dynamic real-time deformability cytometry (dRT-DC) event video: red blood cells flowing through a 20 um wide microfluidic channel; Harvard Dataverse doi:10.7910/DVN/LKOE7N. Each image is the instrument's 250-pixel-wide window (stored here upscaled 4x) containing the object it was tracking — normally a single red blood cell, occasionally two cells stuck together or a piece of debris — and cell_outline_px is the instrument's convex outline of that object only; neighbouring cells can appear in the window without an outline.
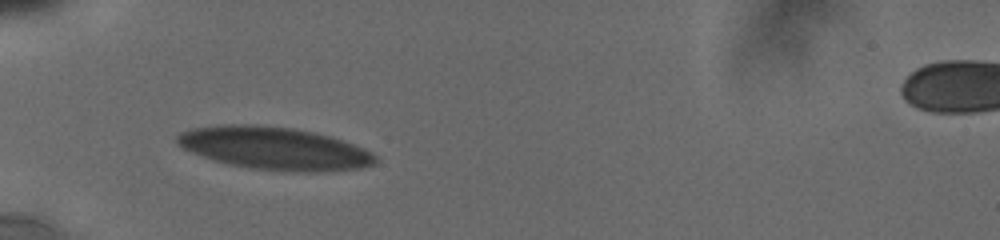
{"species": "human", "species_latin": "Homo sapiens", "temperature_condition": "cold", "stored_images_in_passage": 8, "camera_frame_rate_fps": 3000, "um_per_image_px": 0.085, "donor": {"sex": "male"}, "frame": {"image": 1, "passage_image": 4, "time_ms": 2.667, "image_size_px": [1000, 240], "cell_outline_px": [[380, 160], [376, 164], [360, 168], [324, 172], [284, 172], [252, 168], [228, 164], [212, 160], [192, 152], [176, 144], [176, 136], [180, 132], [192, 128], [220, 124], [252, 124], [292, 128], [332, 136], [364, 148], [372, 152]], "centroid_in_image_um": [23.34, 12.62], "position_along_channel_um": 61.7, "area_um2": 49.88}}
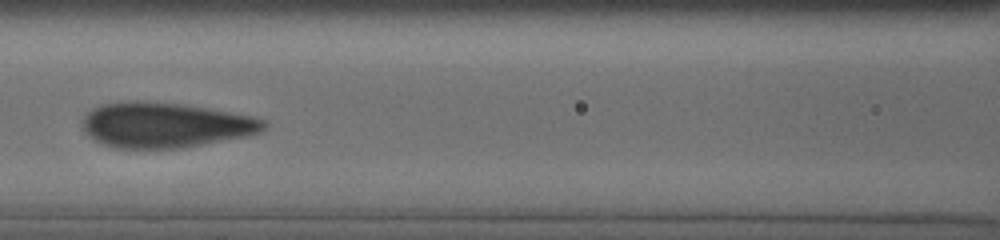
{"frame": {"image": 2, "passage_image": 7, "time_ms": 5.333, "image_size_px": [1000, 240], "cell_outline_px": [[268, 124], [260, 132], [248, 136], [180, 148], [116, 148], [100, 144], [88, 136], [84, 132], [84, 116], [92, 108], [100, 104], [136, 100], [180, 104], [228, 112], [248, 116], [264, 120]], "centroid_in_image_um": [13.99, 10.63], "position_along_channel_um": 152.6, "area_um2": 47.45}}